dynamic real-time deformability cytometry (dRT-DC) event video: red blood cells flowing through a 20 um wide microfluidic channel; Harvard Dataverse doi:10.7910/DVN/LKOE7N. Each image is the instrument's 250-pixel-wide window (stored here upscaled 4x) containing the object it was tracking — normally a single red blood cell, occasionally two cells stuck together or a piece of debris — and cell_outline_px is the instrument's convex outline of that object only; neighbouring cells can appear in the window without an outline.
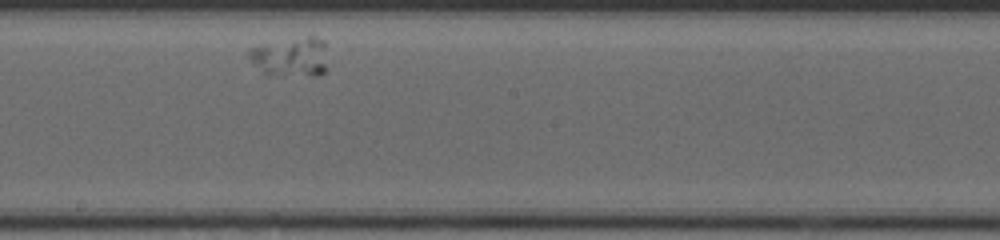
{"species": "human", "species_latin": "Homo sapiens", "temperature_condition": "cold", "stored_images_in_passage": 24, "camera_frame_rate_fps": 3000, "um_per_image_px": 0.085, "donor": {"sex": "female"}, "frame": {"image": 1, "passage_image": 14, "time_ms": 4.333, "image_size_px": [1000, 240], "cell_outline_px": [[324, 72], [320, 76], [264, 76], [248, 60], [248, 48], [308, 36], [312, 36], [324, 40]], "centroid_in_image_um": [24.63, 4.9], "position_along_channel_um": 223.6, "area_um2": 18.21}}
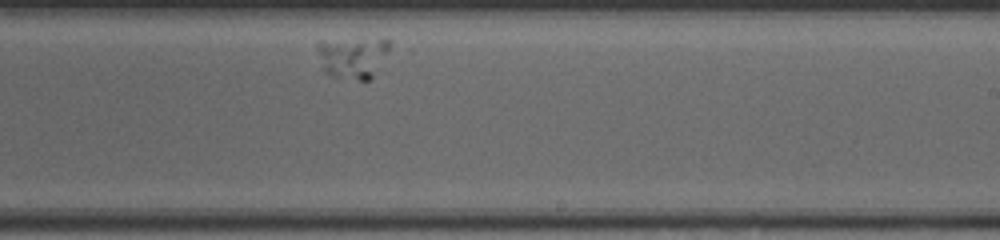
{"frame": {"image": 2, "passage_image": 17, "time_ms": 5.333, "image_size_px": [1000, 240], "cell_outline_px": [[392, 40], [388, 52], [372, 76], [368, 80], [336, 80], [324, 72], [316, 48], [316, 44], [320, 40]], "centroid_in_image_um": [29.91, 4.91], "position_along_channel_um": 259.1, "area_um2": 17.51}}